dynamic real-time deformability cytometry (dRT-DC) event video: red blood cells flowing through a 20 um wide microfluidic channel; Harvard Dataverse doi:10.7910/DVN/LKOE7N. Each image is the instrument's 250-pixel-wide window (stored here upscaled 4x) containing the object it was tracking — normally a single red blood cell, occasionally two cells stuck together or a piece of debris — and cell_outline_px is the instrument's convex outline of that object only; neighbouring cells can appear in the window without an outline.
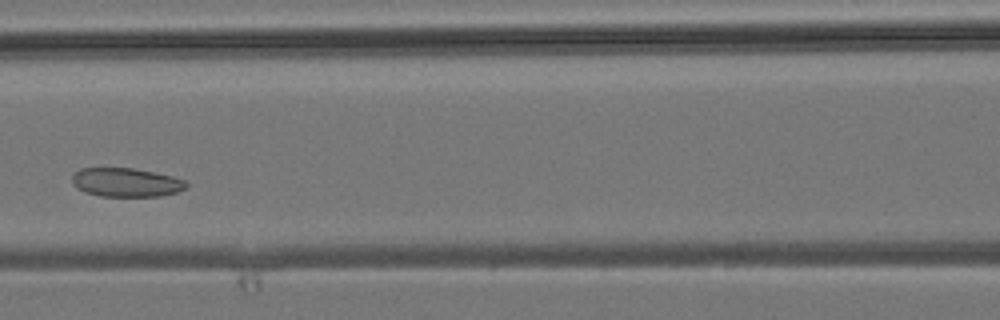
{"species": "common noctule bat (a hibernating species)", "species_latin": "Nyctalus noctula", "temperature_condition": "room temperature", "stored_images_in_passage": 4, "camera_frame_rate_fps": 3000, "um_per_image_px": 0.085, "animal": {"sex": "male", "body_mass_g": 19.2, "forearm_length_mm": 51.8}, "frame": {"image": 1, "passage_image": 4, "time_ms": 3.333, "image_size_px": [1000, 320], "cell_outline_px": [[188, 188], [176, 192], [160, 196], [100, 196], [84, 192], [76, 188], [72, 184], [72, 176], [80, 168], [132, 168], [172, 176], [184, 180], [188, 184]], "centroid_in_image_um": [10.7, 15.51], "position_along_channel_um": 155.9, "area_um2": 19.19}}